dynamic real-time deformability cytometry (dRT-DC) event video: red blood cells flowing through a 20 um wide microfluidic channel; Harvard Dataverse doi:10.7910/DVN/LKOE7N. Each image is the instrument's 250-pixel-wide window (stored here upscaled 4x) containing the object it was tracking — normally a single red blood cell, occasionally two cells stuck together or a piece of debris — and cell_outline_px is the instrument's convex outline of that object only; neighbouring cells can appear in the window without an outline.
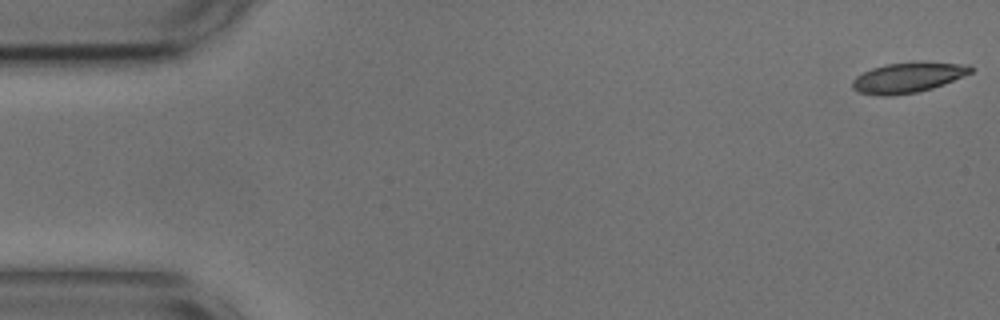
{"species": "common noctule bat (a hibernating species)", "species_latin": "Nyctalus noctula", "temperature_condition": "cold", "stored_images_in_passage": 54, "camera_frame_rate_fps": 3000, "um_per_image_px": 0.085, "animal": {"sex": "male", "body_mass_g": 17.9, "forearm_length_mm": 54.2}, "frame": {"image": 1, "passage_image": 1, "time_ms": 0.0, "image_size_px": [1000, 320], "cell_outline_px": [[976, 68], [972, 72], [964, 76], [944, 84], [932, 88], [916, 92], [892, 96], [880, 96], [860, 92], [852, 88], [852, 80], [856, 76], [872, 68], [884, 64], [916, 60], [968, 64]], "centroid_in_image_um": [77.22, 6.56], "position_along_channel_um": 7.8, "area_um2": 21.39}}
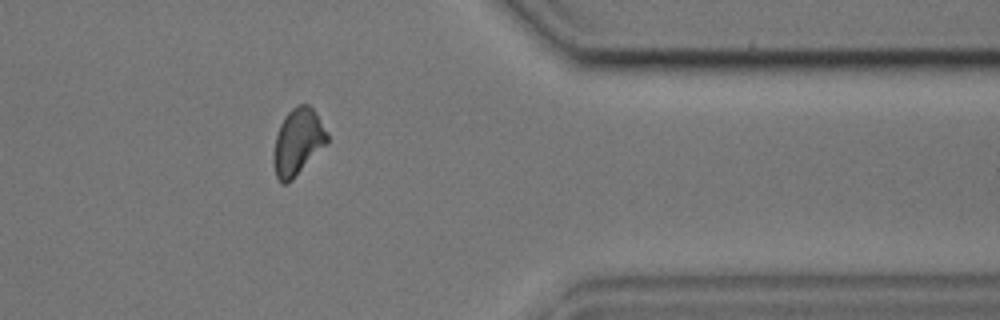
{"frame": {"image": 2, "passage_image": 44, "time_ms": 14.333, "image_size_px": [1000, 320], "cell_outline_px": [[328, 144], [288, 184], [280, 184], [276, 176], [272, 160], [276, 136], [280, 124], [288, 112], [292, 108], [300, 104], [308, 104], [316, 112], [328, 132]], "centroid_in_image_um": [25.33, 12.09], "position_along_channel_um": 386.1, "area_um2": 21.1}}
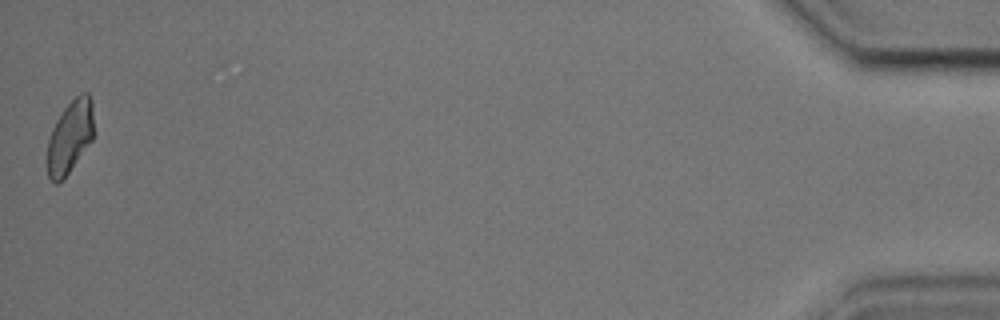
{"frame": {"image": 3, "passage_image": 54, "time_ms": 17.667, "image_size_px": [1000, 320], "cell_outline_px": [[92, 140], [68, 172], [56, 184], [48, 176], [48, 140], [52, 128], [56, 120], [64, 108], [80, 92], [88, 92], [92, 100]], "centroid_in_image_um": [5.94, 11.57], "position_along_channel_um": 429.3, "area_um2": 19.19}, "authors_computed_cell_mechanics": {"area_um2": 21.097, "velocity_mm_per_s": 3.6418, "shape_relaxation_time_tau1_ms": 5.5409, "shape_relaxation_time_tau2_ms": 3.4834, "deformation_change_tau1": 0.1176, "deformation_change_tau2": 0.0988}}